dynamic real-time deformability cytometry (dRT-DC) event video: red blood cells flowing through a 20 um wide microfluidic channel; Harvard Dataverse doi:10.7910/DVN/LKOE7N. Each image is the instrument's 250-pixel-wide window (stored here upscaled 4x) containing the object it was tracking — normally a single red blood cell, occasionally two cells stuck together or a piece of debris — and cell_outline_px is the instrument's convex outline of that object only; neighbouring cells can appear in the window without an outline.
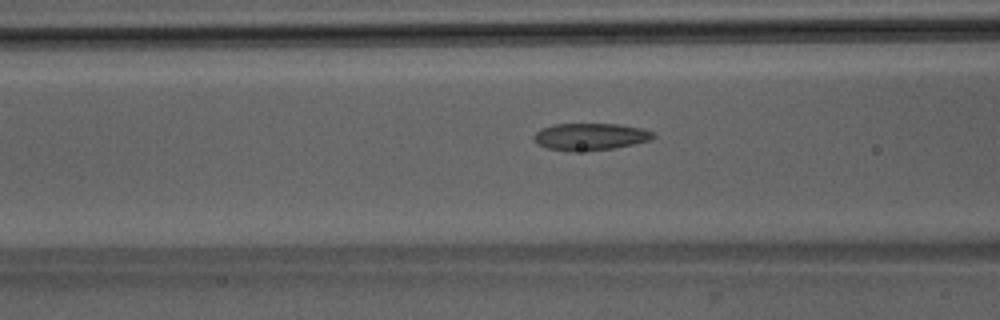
{"species": "Egyptian fruit bat (a non-hibernating species)", "species_latin": "Rousettus aegyptiacus", "temperature_condition": "room temperature", "stored_images_in_passage": 40, "camera_frame_rate_fps": 3000, "um_per_image_px": 0.085, "animal": {"sex": "male"}, "frame": {"image": 1, "passage_image": 10, "time_ms": 3.0, "image_size_px": [1000, 320], "cell_outline_px": [[656, 136], [652, 140], [616, 148], [572, 152], [548, 148], [540, 144], [532, 136], [540, 128], [556, 124], [620, 124], [644, 128], [652, 132]], "centroid_in_image_um": [50.22, 11.61], "position_along_channel_um": 116.4, "area_um2": 18.9}}
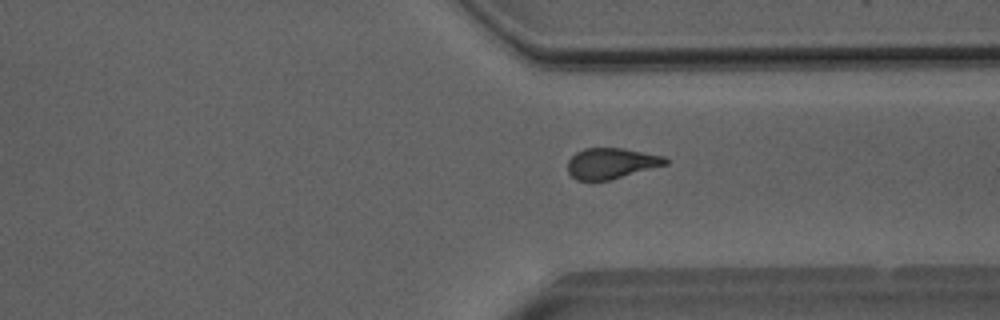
{"frame": {"image": 2, "passage_image": 28, "time_ms": 9.0, "image_size_px": [1000, 320], "cell_outline_px": [[668, 164], [608, 180], [576, 180], [568, 172], [568, 160], [576, 152], [584, 148], [624, 148], [664, 156], [668, 160]], "centroid_in_image_um": [51.95, 13.87], "position_along_channel_um": 359.4, "area_um2": 17.4}}
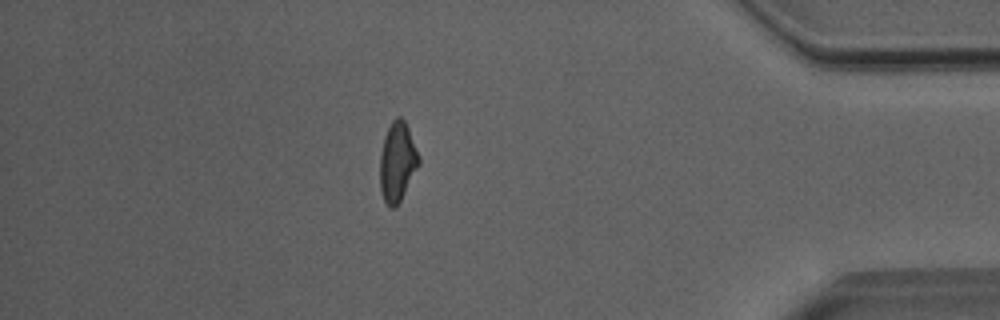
{"frame": {"image": 3, "passage_image": 34, "time_ms": 11.0, "image_size_px": [1000, 320], "cell_outline_px": [[420, 164], [400, 200], [392, 208], [384, 200], [380, 188], [380, 156], [384, 136], [392, 120], [396, 116], [400, 116], [404, 120], [408, 128], [420, 156]], "centroid_in_image_um": [33.78, 13.71], "position_along_channel_um": 401.4, "area_um2": 17.8}, "authors_computed_cell_mechanics": {"area_um2": 17.918, "velocity_mm_per_s": 4.0506, "shape_relaxation_time_tau1_ms": null, "shape_relaxation_time_tau2_ms": 2.1758, "deformation_change_tau1": null, "deformation_change_tau2": 0.1086}}